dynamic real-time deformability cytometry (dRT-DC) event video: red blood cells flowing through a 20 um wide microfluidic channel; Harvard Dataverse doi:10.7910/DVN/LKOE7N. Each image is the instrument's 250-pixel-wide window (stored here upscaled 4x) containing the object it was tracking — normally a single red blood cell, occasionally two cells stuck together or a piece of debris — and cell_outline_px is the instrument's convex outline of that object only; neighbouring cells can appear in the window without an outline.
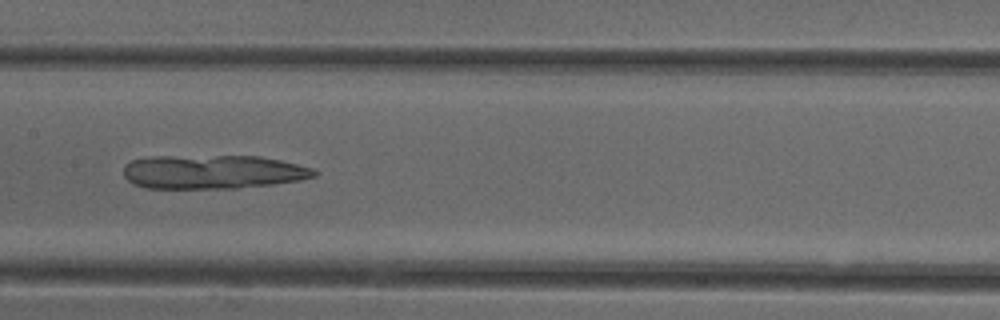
{"species": "common noctule bat (a hibernating species)", "species_latin": "Nyctalus noctula", "temperature_condition": "cold", "stored_images_in_passage": 37, "camera_frame_rate_fps": 3000, "um_per_image_px": 0.085, "animal": {"sex": "female"}, "frame": {"image": 1, "passage_image": 11, "time_ms": 3.333, "image_size_px": [1000, 320], "cell_outline_px": [[320, 172], [316, 176], [300, 180], [272, 184], [236, 188], [148, 188], [136, 184], [128, 180], [124, 176], [124, 164], [132, 160], [152, 156], [260, 156], [280, 160], [312, 168]], "centroid_in_image_um": [18.1, 14.6], "position_along_channel_um": 189.3, "area_um2": 37.63}}
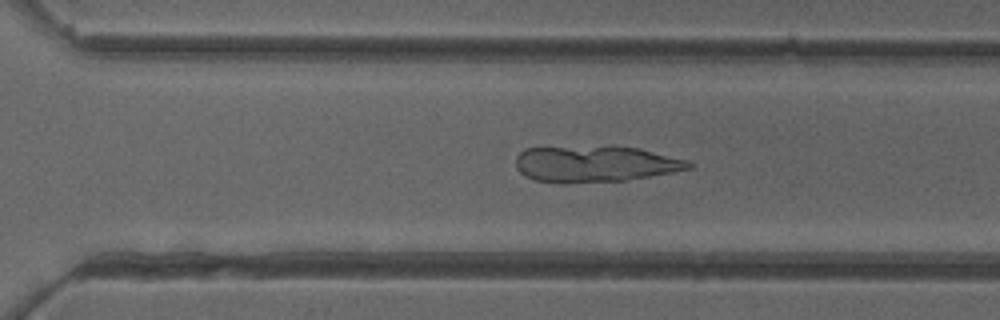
{"frame": {"image": 2, "passage_image": 21, "time_ms": 6.667, "image_size_px": [1000, 320], "cell_outline_px": [[692, 168], [672, 172], [624, 180], [536, 180], [520, 172], [516, 164], [516, 156], [524, 148], [640, 148], [688, 160], [692, 164]], "centroid_in_image_um": [50.66, 13.91], "position_along_channel_um": 319.9, "area_um2": 34.33}}
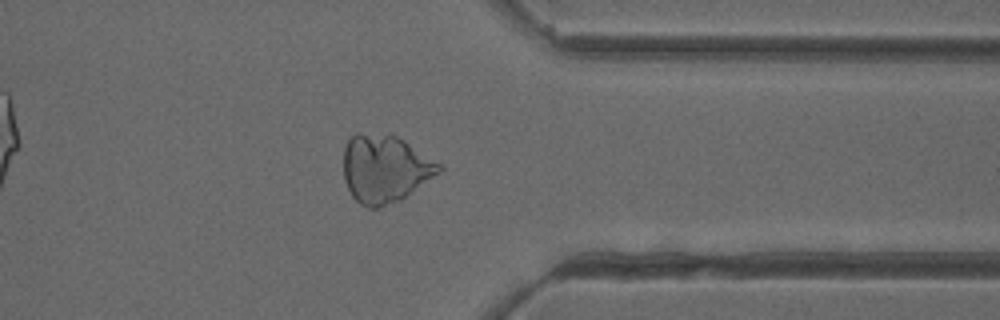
{"frame": {"image": 3, "passage_image": 26, "time_ms": 8.333, "image_size_px": [1000, 320], "cell_outline_px": [[444, 168], [440, 172], [400, 200], [376, 208], [368, 208], [360, 204], [352, 196], [344, 180], [344, 148], [348, 140], [356, 132], [360, 132], [396, 136], [404, 140], [440, 164]], "centroid_in_image_um": [32.69, 14.34], "position_along_channel_um": 378.7, "area_um2": 37.4}}